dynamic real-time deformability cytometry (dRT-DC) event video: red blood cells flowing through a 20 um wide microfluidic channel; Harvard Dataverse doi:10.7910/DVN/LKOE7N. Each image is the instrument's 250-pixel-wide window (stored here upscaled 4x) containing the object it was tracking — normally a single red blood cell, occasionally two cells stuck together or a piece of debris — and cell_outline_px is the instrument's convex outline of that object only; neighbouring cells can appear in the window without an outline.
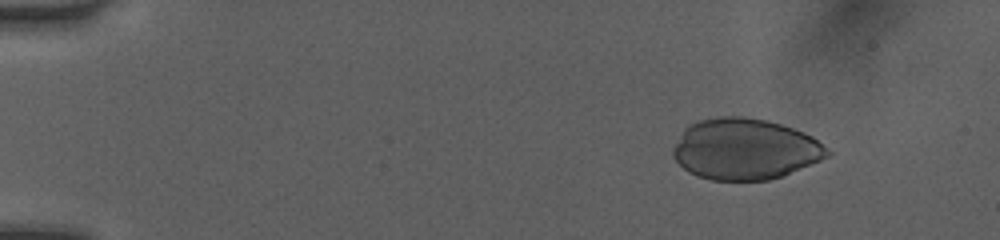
{"species": "human", "species_latin": "Homo sapiens", "temperature_condition": "room temperature", "stored_images_in_passage": 51, "camera_frame_rate_fps": 3000, "um_per_image_px": 0.085, "donor": {"sex": "female"}, "frame": {"image": 1, "passage_image": 7, "time_ms": 2.0, "image_size_px": [1000, 240], "cell_outline_px": [[832, 152], [828, 156], [820, 160], [780, 176], [768, 180], [712, 180], [688, 172], [672, 156], [672, 148], [684, 128], [688, 124], [700, 120], [716, 116], [744, 116], [768, 120], [804, 132], [812, 136]], "centroid_in_image_um": [63.29, 12.65], "position_along_channel_um": 21.7, "area_um2": 54.79}}
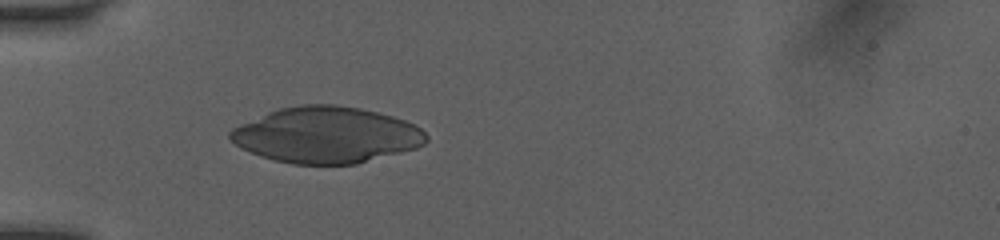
{"frame": {"image": 2, "passage_image": 17, "time_ms": 5.333, "image_size_px": [1000, 240], "cell_outline_px": [[428, 140], [424, 144], [416, 148], [356, 164], [292, 164], [272, 160], [260, 156], [240, 148], [228, 136], [228, 132], [232, 128], [240, 124], [268, 112], [280, 108], [300, 104], [336, 104], [360, 108], [392, 116], [416, 124], [428, 136]], "centroid_in_image_um": [27.73, 11.47], "position_along_channel_um": 57.3, "area_um2": 64.22}}